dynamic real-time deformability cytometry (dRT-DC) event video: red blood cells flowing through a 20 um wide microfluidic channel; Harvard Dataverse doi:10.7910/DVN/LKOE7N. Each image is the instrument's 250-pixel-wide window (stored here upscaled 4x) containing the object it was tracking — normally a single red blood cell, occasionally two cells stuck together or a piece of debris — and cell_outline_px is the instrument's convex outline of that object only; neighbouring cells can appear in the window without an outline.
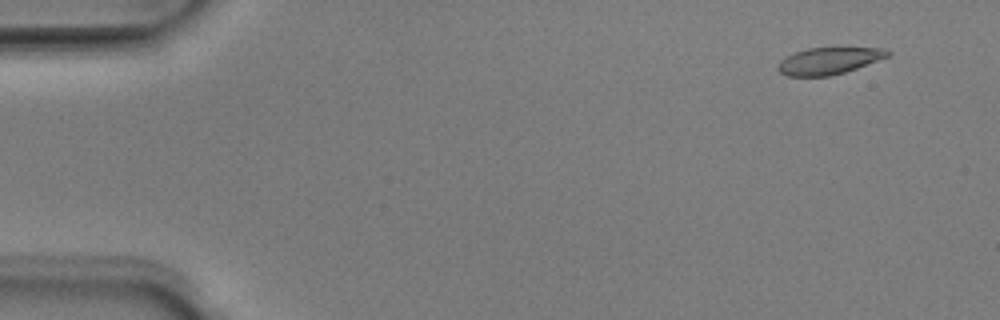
{"species": "Egyptian fruit bat (a non-hibernating species)", "species_latin": "Rousettus aegyptiacus", "temperature_condition": "room temperature", "stored_images_in_passage": 50, "camera_frame_rate_fps": 3000, "um_per_image_px": 0.085, "animal": {"sex": "male"}, "frame": {"image": 1, "passage_image": 4, "time_ms": 1.0, "image_size_px": [1000, 320], "cell_outline_px": [[892, 52], [888, 56], [856, 68], [844, 72], [828, 76], [788, 76], [780, 72], [776, 68], [780, 60], [796, 52], [808, 48], [888, 48]], "centroid_in_image_um": [70.45, 5.17], "position_along_channel_um": 14.6, "area_um2": 16.94}}
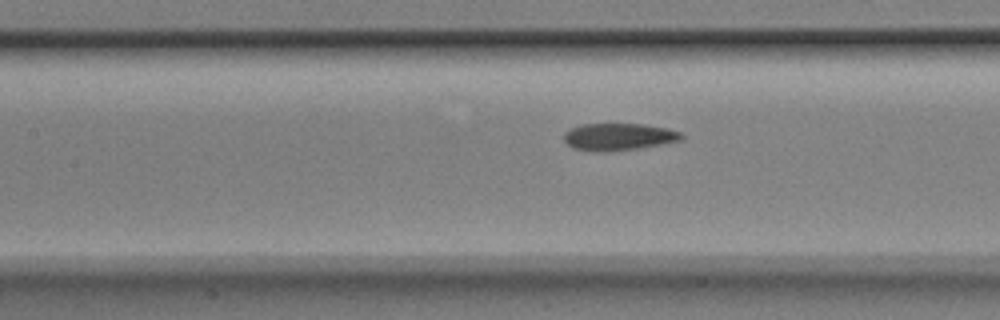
{"frame": {"image": 2, "passage_image": 23, "time_ms": 7.333, "image_size_px": [1000, 320], "cell_outline_px": [[684, 140], [636, 148], [600, 152], [572, 148], [564, 140], [564, 132], [580, 124], [644, 124], [668, 128], [680, 132], [684, 136]], "centroid_in_image_um": [52.59, 11.61], "position_along_channel_um": 154.8, "area_um2": 18.5}}
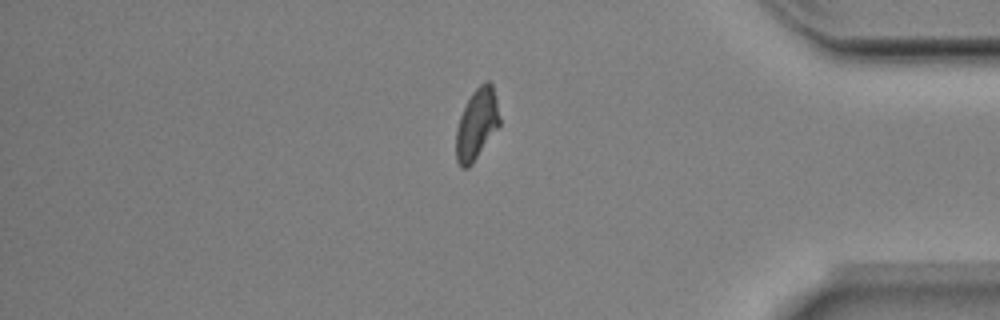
{"frame": {"image": 3, "passage_image": 43, "time_ms": 14.0, "image_size_px": [1000, 320], "cell_outline_px": [[500, 124], [472, 164], [468, 168], [460, 168], [456, 160], [456, 128], [460, 116], [472, 92], [484, 80], [488, 80], [492, 84], [500, 116]], "centroid_in_image_um": [40.51, 10.56], "position_along_channel_um": 394.7, "area_um2": 17.92}}